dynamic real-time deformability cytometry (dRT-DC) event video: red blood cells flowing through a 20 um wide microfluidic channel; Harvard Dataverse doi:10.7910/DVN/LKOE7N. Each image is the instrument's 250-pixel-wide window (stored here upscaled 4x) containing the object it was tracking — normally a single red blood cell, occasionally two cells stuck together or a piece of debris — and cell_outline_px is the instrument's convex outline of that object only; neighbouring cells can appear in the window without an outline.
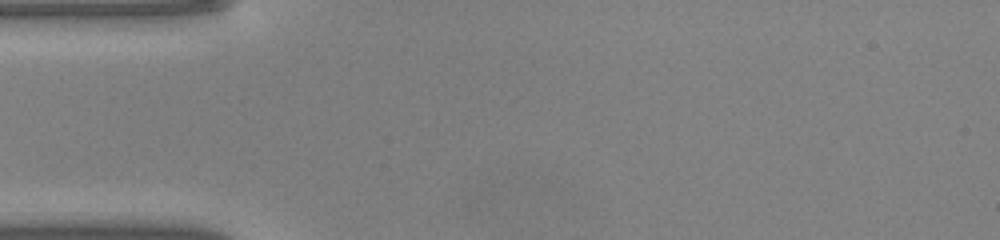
{"species": "common noctule bat (a hibernating species)", "species_latin": "Nyctalus noctula", "temperature_condition": "warm", "stored_images_in_passage": 2, "camera_frame_rate_fps": 3000, "um_per_image_px": 0.085, "animal": {"sex": "male", "body_mass_g": 20.0, "forearm_length_mm": 53.3}, "frame": {"image": 1, "passage_image": 1, "time_ms": 0.0, "image_size_px": [1000, 240], "cell_outline_px": [[168, 180], [164, 184], [60, 184], [20, 180], [20, 176], [36, 172], [104, 172], [148, 176]], "centroid_in_image_um": [7.71, 15.16], "position_along_channel_um": 77.3, "area_um2": 10.46}}